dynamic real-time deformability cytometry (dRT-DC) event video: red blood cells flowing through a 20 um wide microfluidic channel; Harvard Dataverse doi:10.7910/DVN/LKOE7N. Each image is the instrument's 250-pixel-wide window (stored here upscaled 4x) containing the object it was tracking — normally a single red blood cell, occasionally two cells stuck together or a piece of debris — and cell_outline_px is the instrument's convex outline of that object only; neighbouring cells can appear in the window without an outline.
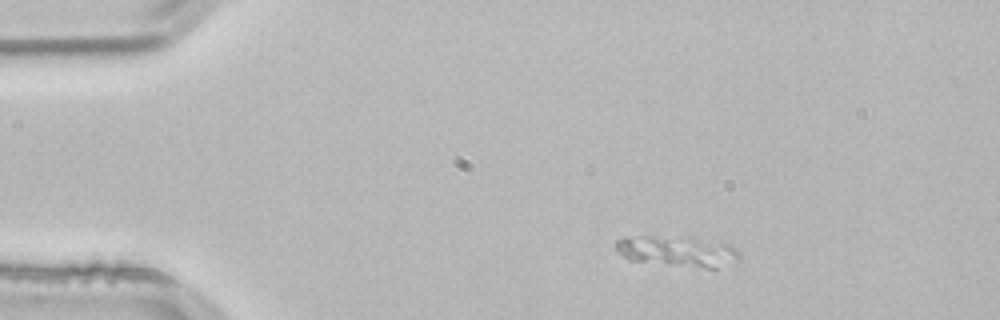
{"species": "common noctule bat (a hibernating species)", "species_latin": "Nyctalus noctula", "temperature_condition": "room temperature", "stored_images_in_passage": 26, "camera_frame_rate_fps": 3000, "um_per_image_px": 0.085, "animal": {"sex": "male", "body_mass_g": 21.5, "forearm_length_mm": 52.0}, "frame": {"image": 1, "passage_image": 2, "time_ms": 0.333, "image_size_px": [1000, 320], "cell_outline_px": [[740, 256], [736, 264], [716, 268], [704, 268], [628, 260], [616, 248], [616, 240], [640, 236], [652, 236], [728, 244], [736, 248]], "centroid_in_image_um": [57.63, 21.41], "position_along_channel_um": 27.4, "area_um2": 21.15}}